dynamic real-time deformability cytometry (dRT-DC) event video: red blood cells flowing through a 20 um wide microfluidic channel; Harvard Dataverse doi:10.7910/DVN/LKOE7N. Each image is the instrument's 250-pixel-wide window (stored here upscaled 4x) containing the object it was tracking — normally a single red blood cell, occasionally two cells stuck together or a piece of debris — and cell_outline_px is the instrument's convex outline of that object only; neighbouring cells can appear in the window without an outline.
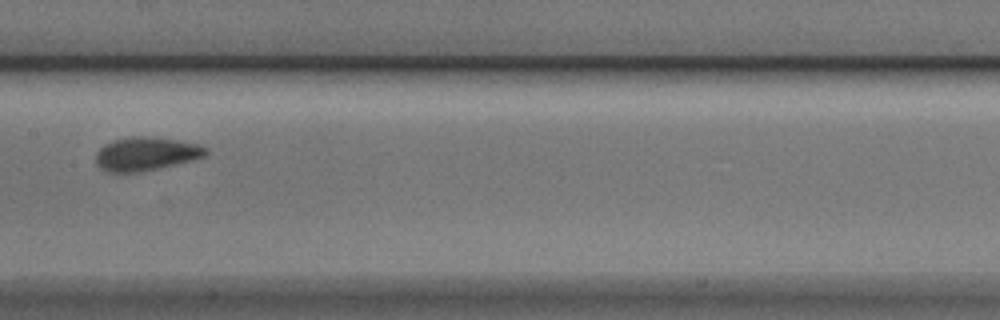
{"species": "Egyptian fruit bat (a non-hibernating species)", "species_latin": "Rousettus aegyptiacus", "temperature_condition": "cold", "stored_images_in_passage": 10, "camera_frame_rate_fps": 3000, "um_per_image_px": 0.085, "animal": {"sex": "male"}, "frame": {"image": 1, "passage_image": 4, "time_ms": 1.0, "image_size_px": [1000, 320], "cell_outline_px": [[208, 152], [204, 156], [192, 160], [140, 172], [108, 172], [100, 168], [96, 164], [96, 152], [104, 144], [116, 140], [132, 136], [144, 136], [176, 140], [196, 144], [208, 148]], "centroid_in_image_um": [12.38, 13.08], "position_along_channel_um": 195.0, "area_um2": 21.21}}
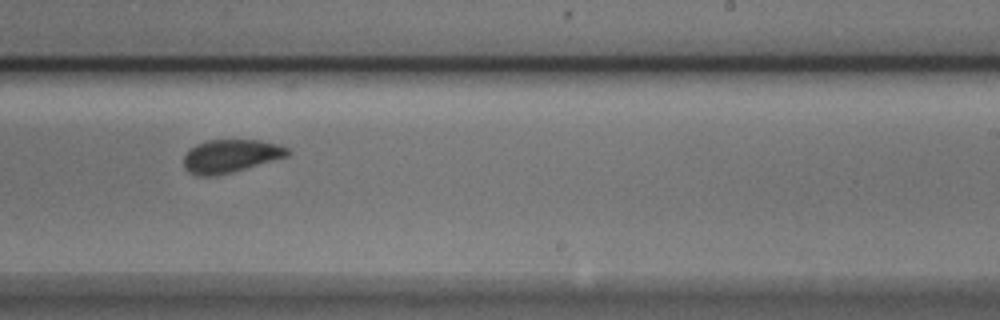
{"frame": {"image": 2, "passage_image": 6, "time_ms": 1.667, "image_size_px": [1000, 320], "cell_outline_px": [[292, 152], [288, 156], [232, 172], [216, 176], [196, 176], [188, 172], [184, 168], [184, 156], [196, 144], [208, 140], [260, 140], [276, 144], [288, 148]], "centroid_in_image_um": [19.59, 13.27], "position_along_channel_um": 269.4, "area_um2": 20.0}}
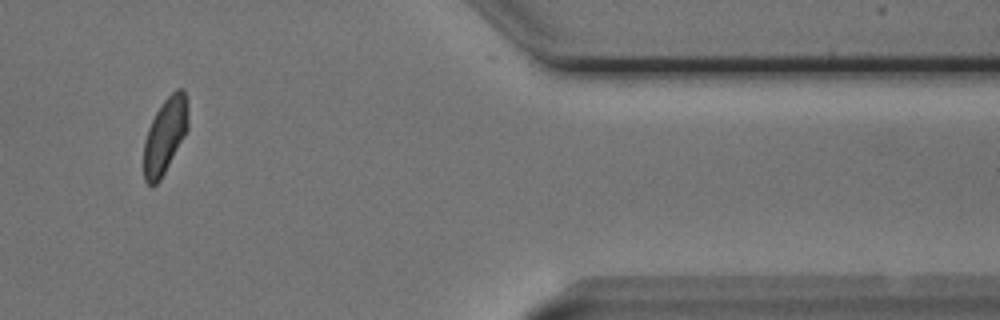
{"frame": {"image": 3, "passage_image": 9, "time_ms": 2.667, "image_size_px": [1000, 320], "cell_outline_px": [[188, 128], [184, 136], [160, 180], [152, 188], [144, 180], [144, 140], [148, 128], [156, 112], [164, 100], [176, 88], [184, 88], [188, 100]], "centroid_in_image_um": [14.04, 11.5], "position_along_channel_um": 397.4, "area_um2": 19.59}}